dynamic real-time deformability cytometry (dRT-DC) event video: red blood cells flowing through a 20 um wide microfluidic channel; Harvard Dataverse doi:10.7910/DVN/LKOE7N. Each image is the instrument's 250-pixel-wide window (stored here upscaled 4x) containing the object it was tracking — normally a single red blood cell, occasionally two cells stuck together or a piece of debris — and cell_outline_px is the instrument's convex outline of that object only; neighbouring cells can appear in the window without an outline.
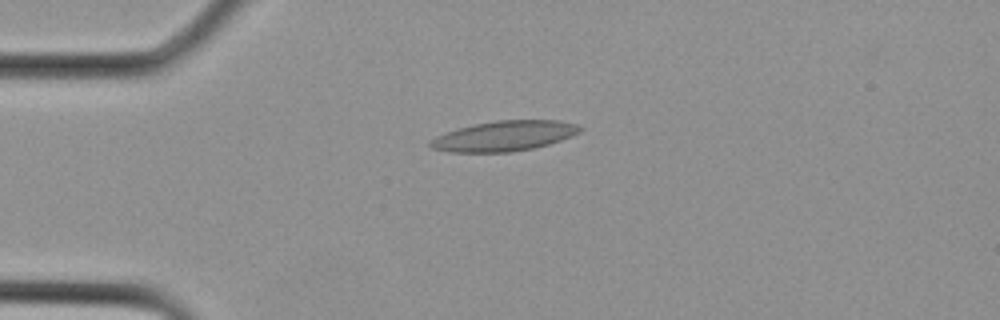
{"species": "Egyptian fruit bat (a non-hibernating species)", "species_latin": "Rousettus aegyptiacus", "temperature_condition": "cold", "stored_images_in_passage": 10, "camera_frame_rate_fps": 3000, "um_per_image_px": 0.085, "animal": {"sex": "female"}, "frame": {"image": 1, "passage_image": 1, "time_ms": 0.0, "image_size_px": [1000, 320], "cell_outline_px": [[584, 128], [580, 132], [572, 136], [548, 144], [532, 148], [512, 152], [452, 152], [432, 148], [428, 144], [436, 136], [460, 128], [476, 124], [496, 120], [560, 120], [576, 124]], "centroid_in_image_um": [42.91, 11.55], "position_along_channel_um": 42.1, "area_um2": 26.07}}
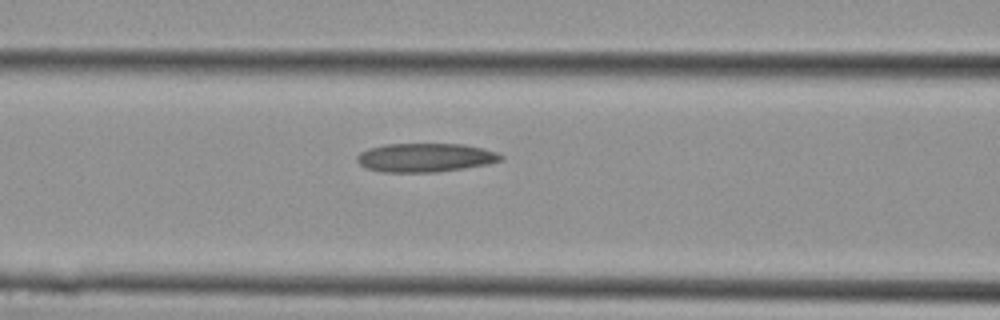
{"frame": {"image": 2, "passage_image": 6, "time_ms": 1.667, "image_size_px": [1000, 320], "cell_outline_px": [[504, 160], [488, 164], [464, 168], [436, 172], [384, 172], [364, 168], [356, 160], [356, 156], [360, 152], [368, 148], [384, 144], [464, 144], [496, 152], [504, 156]], "centroid_in_image_um": [36.12, 13.39], "position_along_channel_um": 130.5, "area_um2": 24.22}}
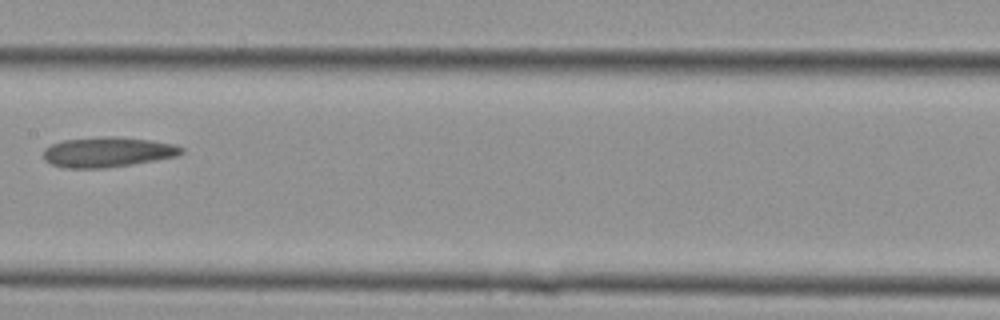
{"frame": {"image": 3, "passage_image": 9, "time_ms": 2.667, "image_size_px": [1000, 320], "cell_outline_px": [[184, 152], [176, 156], [156, 160], [132, 164], [104, 168], [64, 168], [52, 164], [44, 160], [44, 148], [52, 144], [64, 140], [104, 136], [112, 136], [148, 140], [176, 144], [184, 148]], "centroid_in_image_um": [9.15, 12.93], "position_along_channel_um": 198.3, "area_um2": 24.16}}